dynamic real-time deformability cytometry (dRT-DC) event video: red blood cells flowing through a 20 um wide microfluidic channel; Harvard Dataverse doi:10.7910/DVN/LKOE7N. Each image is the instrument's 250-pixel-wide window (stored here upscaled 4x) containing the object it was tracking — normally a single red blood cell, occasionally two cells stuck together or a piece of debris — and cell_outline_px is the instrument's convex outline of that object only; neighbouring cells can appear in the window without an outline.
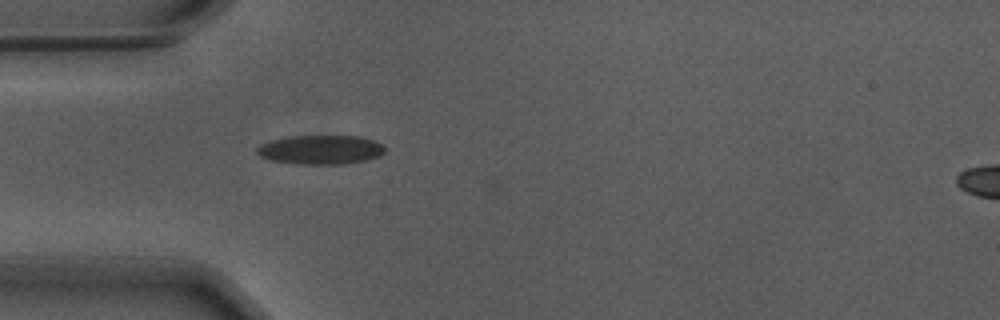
{"species": "Egyptian fruit bat (a non-hibernating species)", "species_latin": "Rousettus aegyptiacus", "temperature_condition": "warm", "stored_images_in_passage": 27, "camera_frame_rate_fps": 3000, "um_per_image_px": 0.085, "animal": {"sex": "male"}, "frame": {"image": 1, "passage_image": 1, "time_ms": 0.0, "image_size_px": [1000, 320], "cell_outline_px": [[384, 152], [380, 156], [364, 160], [344, 164], [300, 164], [272, 160], [260, 156], [256, 152], [256, 148], [260, 144], [272, 140], [288, 136], [360, 136], [384, 144]], "centroid_in_image_um": [27.26, 12.72], "position_along_channel_um": 57.7, "area_um2": 21.68}}
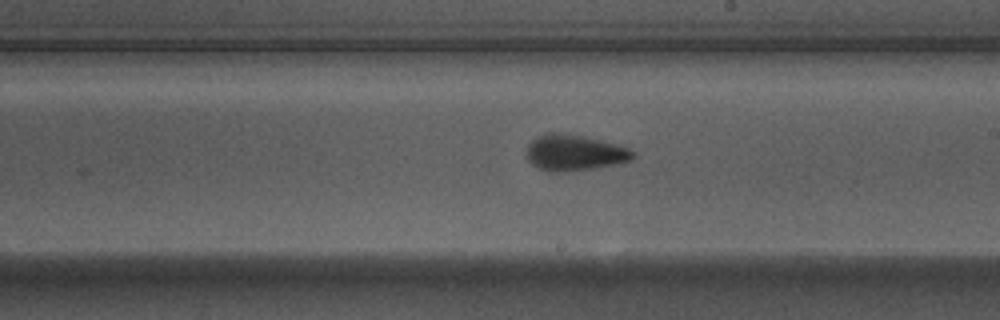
{"frame": {"image": 2, "passage_image": 16, "time_ms": 5.0, "image_size_px": [1000, 320], "cell_outline_px": [[632, 156], [628, 160], [596, 168], [560, 172], [548, 172], [536, 168], [524, 156], [528, 144], [532, 140], [548, 132], [552, 132], [580, 136], [600, 140], [628, 148], [632, 152]], "centroid_in_image_um": [48.7, 13.0], "position_along_channel_um": 240.3, "area_um2": 21.91}}
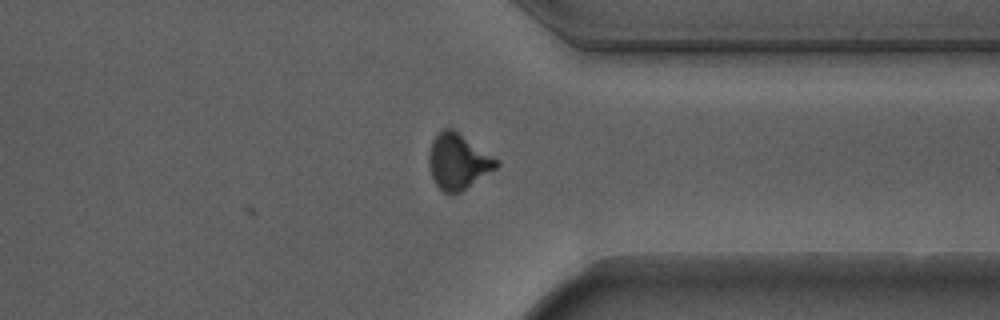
{"frame": {"image": 3, "passage_image": 27, "time_ms": 8.667, "image_size_px": [1000, 320], "cell_outline_px": [[500, 164], [496, 168], [460, 192], [452, 196], [448, 196], [436, 184], [432, 176], [428, 160], [428, 156], [432, 140], [444, 128], [452, 128], [500, 160]], "centroid_in_image_um": [38.94, 13.74], "position_along_channel_um": 372.5, "area_um2": 21.79}, "authors_computed_cell_mechanics": {"area_um2": 21.5594, "velocity_mm_per_s": 3.7126, "shape_relaxation_time_tau1_ms": 3.8102, "shape_relaxation_time_tau2_ms": 2.003, "deformation_change_tau1": 0.1486, "deformation_change_tau2": 0.0858}}